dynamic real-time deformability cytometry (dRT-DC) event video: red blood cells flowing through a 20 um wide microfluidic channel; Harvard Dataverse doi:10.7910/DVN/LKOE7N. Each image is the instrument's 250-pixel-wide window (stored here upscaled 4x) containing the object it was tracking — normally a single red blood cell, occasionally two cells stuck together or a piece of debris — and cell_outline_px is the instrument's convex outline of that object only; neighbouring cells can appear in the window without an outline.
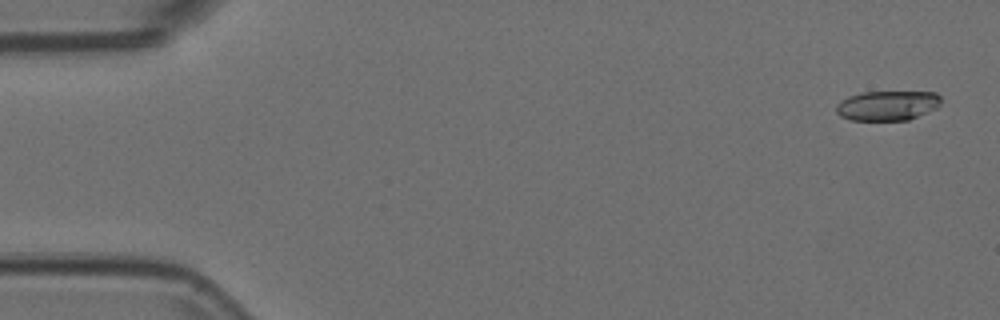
{"species": "Egyptian fruit bat (a non-hibernating species)", "species_latin": "Rousettus aegyptiacus", "temperature_condition": "room temperature", "stored_images_in_passage": 5, "camera_frame_rate_fps": 3000, "um_per_image_px": 0.085, "animal": {"sex": "female"}, "frame": {"image": 1, "passage_image": 1, "time_ms": 0.0, "image_size_px": [1000, 320], "cell_outline_px": [[940, 104], [936, 108], [908, 120], [852, 120], [840, 116], [836, 112], [836, 104], [840, 100], [848, 96], [860, 92], [936, 92], [940, 96]], "centroid_in_image_um": [75.4, 8.96], "position_along_channel_um": 9.6, "area_um2": 18.21}}
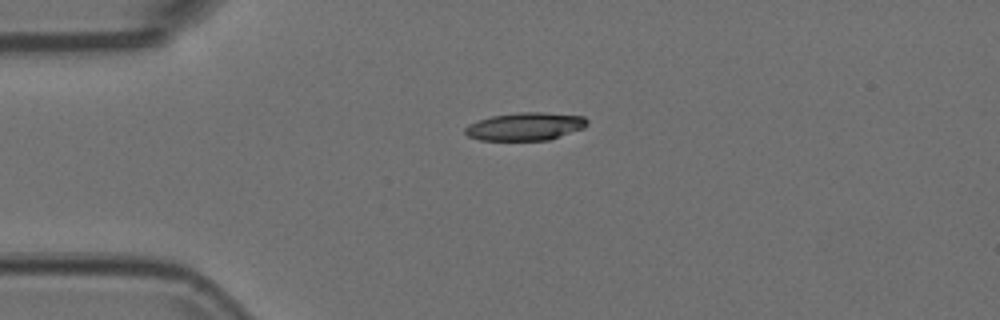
{"frame": {"image": 2, "passage_image": 4, "time_ms": 1.0, "image_size_px": [1000, 320], "cell_outline_px": [[588, 124], [584, 128], [548, 140], [480, 140], [468, 136], [464, 132], [464, 128], [468, 124], [492, 116], [520, 112], [540, 112], [584, 116], [588, 120]], "centroid_in_image_um": [44.65, 10.75], "position_along_channel_um": 40.3, "area_um2": 19.77}}
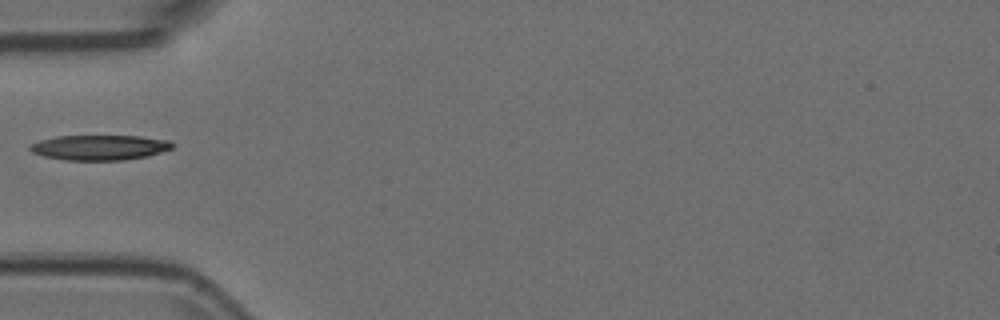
{"frame": {"image": 3, "passage_image": 5, "time_ms": 1.333, "image_size_px": [1000, 320], "cell_outline_px": [[176, 144], [172, 148], [148, 156], [124, 160], [64, 160], [44, 156], [32, 152], [28, 148], [28, 144], [40, 140], [56, 136], [140, 136], [172, 140]], "centroid_in_image_um": [8.48, 12.53], "position_along_channel_um": 76.5, "area_um2": 21.04}}